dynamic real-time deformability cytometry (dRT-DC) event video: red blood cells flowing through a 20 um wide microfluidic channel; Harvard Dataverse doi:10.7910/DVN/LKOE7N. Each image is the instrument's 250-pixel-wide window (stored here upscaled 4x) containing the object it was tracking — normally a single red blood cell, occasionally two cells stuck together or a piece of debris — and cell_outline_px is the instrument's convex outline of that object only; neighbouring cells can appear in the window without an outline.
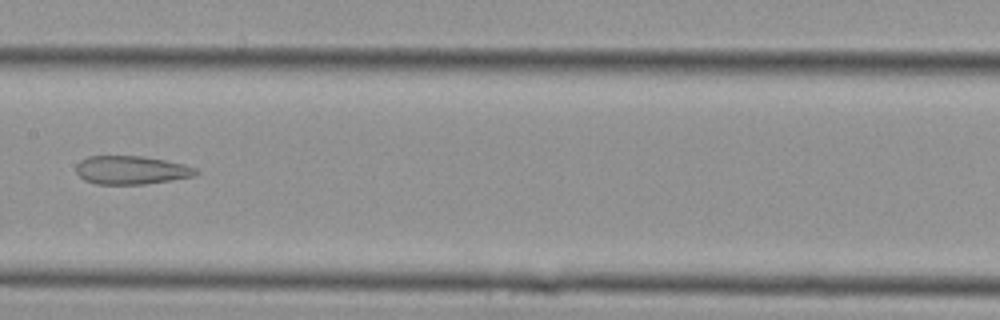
{"species": "Egyptian fruit bat (a non-hibernating species)", "species_latin": "Rousettus aegyptiacus", "temperature_condition": "cold", "stored_images_in_passage": 21, "camera_frame_rate_fps": 3000, "um_per_image_px": 0.085, "animal": {"sex": "female"}, "frame": {"image": 1, "passage_image": 7, "time_ms": 2.0, "image_size_px": [1000, 320], "cell_outline_px": [[200, 172], [192, 176], [144, 184], [96, 184], [84, 180], [76, 172], [76, 164], [80, 160], [88, 156], [144, 156], [184, 164], [196, 168]], "centroid_in_image_um": [11.12, 14.45], "position_along_channel_um": 196.3, "area_um2": 19.77}}